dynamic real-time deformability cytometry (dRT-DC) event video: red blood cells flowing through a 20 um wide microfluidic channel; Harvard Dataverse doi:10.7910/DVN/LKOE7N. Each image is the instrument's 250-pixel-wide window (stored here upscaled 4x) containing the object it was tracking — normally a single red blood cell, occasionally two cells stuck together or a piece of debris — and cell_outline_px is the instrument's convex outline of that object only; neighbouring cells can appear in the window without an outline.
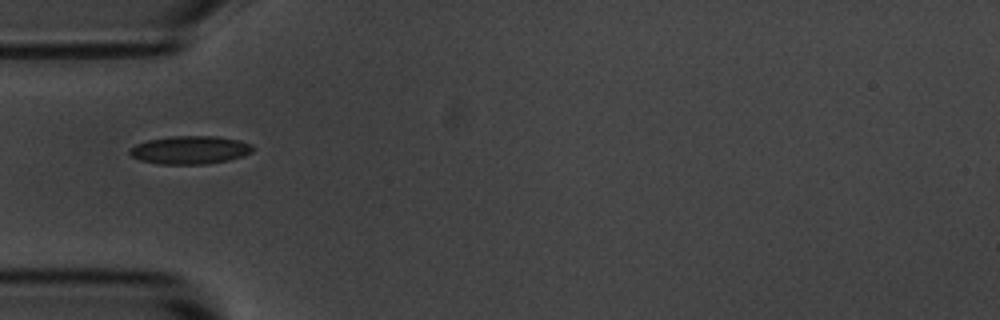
{"species": "common noctule bat (a hibernating species)", "species_latin": "Nyctalus noctula", "temperature_condition": "room temperature", "stored_images_in_passage": 1, "camera_frame_rate_fps": 3000, "um_per_image_px": 0.085, "animal": {"sex": "male", "body_mass_g": 20.1, "forearm_length_mm": 53.5}, "frame": {"image": 1, "passage_image": 1, "time_ms": 0.0, "image_size_px": [1000, 320], "cell_outline_px": [[256, 148], [252, 152], [244, 156], [228, 160], [204, 164], [160, 164], [140, 160], [132, 156], [128, 152], [136, 144], [148, 140], [172, 136], [216, 136], [240, 140], [252, 144]], "centroid_in_image_um": [16.21, 12.74], "position_along_channel_um": 68.8, "area_um2": 20.23}}